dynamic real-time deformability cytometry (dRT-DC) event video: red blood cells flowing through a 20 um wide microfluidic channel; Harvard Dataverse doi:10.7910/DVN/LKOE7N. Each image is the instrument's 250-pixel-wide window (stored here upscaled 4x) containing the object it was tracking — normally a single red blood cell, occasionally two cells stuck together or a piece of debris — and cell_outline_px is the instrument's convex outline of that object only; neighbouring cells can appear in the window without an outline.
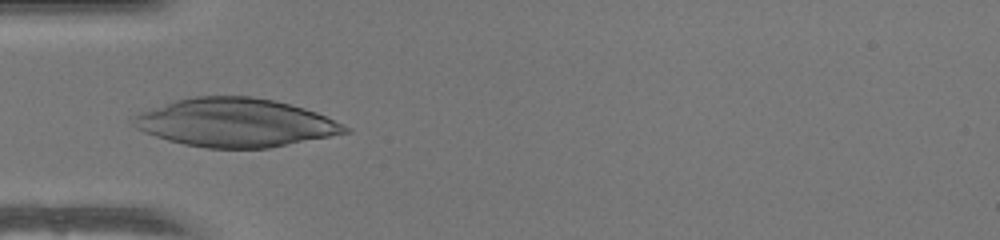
{"species": "human", "species_latin": "Homo sapiens", "temperature_condition": "warm", "stored_images_in_passage": 33, "camera_frame_rate_fps": 3000, "um_per_image_px": 0.085, "donor": {"sex": "female"}, "frame": {"image": 1, "passage_image": 1, "time_ms": 0.0, "image_size_px": [1000, 240], "cell_outline_px": [[352, 132], [268, 148], [208, 148], [184, 144], [168, 140], [144, 132], [136, 128], [132, 124], [132, 120], [140, 112], [176, 100], [196, 96], [252, 96], [272, 100], [304, 108], [316, 112], [344, 124], [352, 128]], "centroid_in_image_um": [20.04, 10.43], "position_along_channel_um": 65.0, "area_um2": 59.42}}
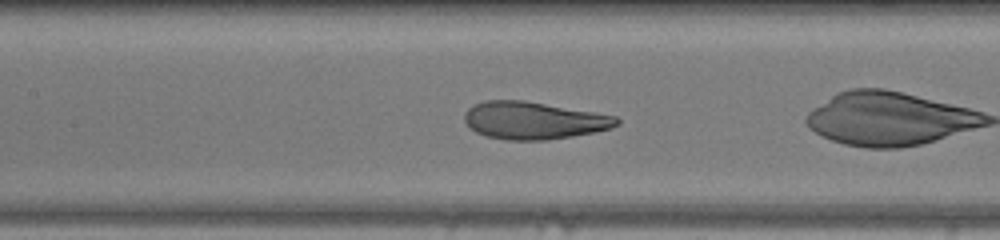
{"frame": {"image": 2, "passage_image": 6, "time_ms": 1.667, "image_size_px": [1000, 240], "cell_outline_px": [[620, 124], [612, 128], [596, 132], [548, 140], [508, 140], [488, 136], [476, 132], [468, 128], [464, 120], [464, 112], [472, 104], [484, 100], [524, 100], [596, 112], [616, 116], [620, 120]], "centroid_in_image_um": [45.36, 10.23], "position_along_channel_um": 162.0, "area_um2": 33.58}, "authors_computed_cell_mechanics": {"area_um2": 33.4662, "velocity_mm_per_s": 4.0867, "shape_relaxation_time_tau1_ms": 3.247, "shape_relaxation_time_tau2_ms": null, "deformation_change_tau1": 0.1879, "deformation_change_tau2": null}}